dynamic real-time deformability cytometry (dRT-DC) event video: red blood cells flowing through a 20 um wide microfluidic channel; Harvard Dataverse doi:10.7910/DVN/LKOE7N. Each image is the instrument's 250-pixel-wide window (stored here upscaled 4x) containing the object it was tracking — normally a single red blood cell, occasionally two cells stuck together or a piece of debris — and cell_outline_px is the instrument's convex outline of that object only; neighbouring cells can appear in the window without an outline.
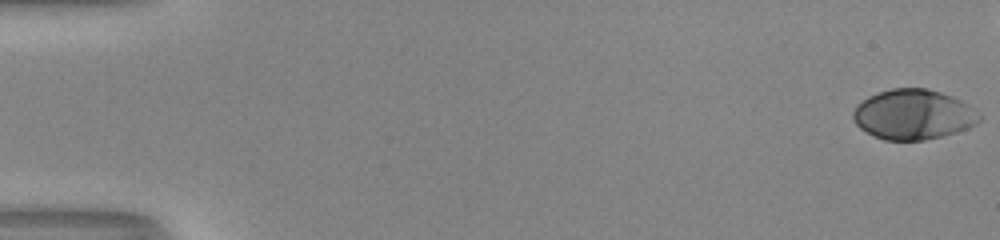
{"species": "human", "species_latin": "Homo sapiens", "temperature_condition": "room temperature", "stored_images_in_passage": 51, "camera_frame_rate_fps": 3000, "um_per_image_px": 0.085, "donor": {"sex": "male"}, "frame": {"image": 1, "passage_image": 1, "time_ms": 0.0, "image_size_px": [1000, 240], "cell_outline_px": [[980, 120], [976, 124], [968, 128], [956, 132], [924, 140], [884, 140], [860, 128], [852, 120], [852, 112], [856, 104], [868, 96], [892, 88], [928, 88], [952, 96], [960, 100], [980, 116]], "centroid_in_image_um": [77.58, 9.73], "position_along_channel_um": 7.4, "area_um2": 36.53}}
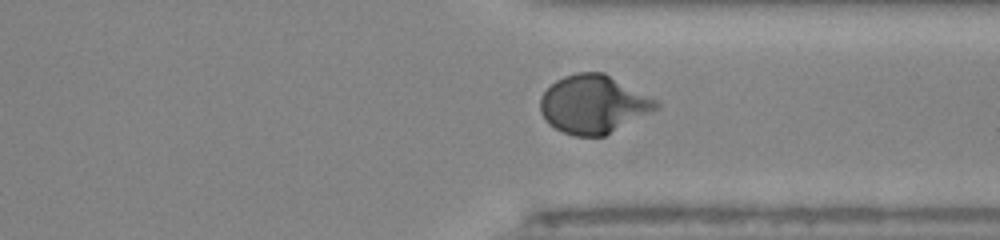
{"frame": {"image": 2, "passage_image": 41, "time_ms": 13.333, "image_size_px": [1000, 240], "cell_outline_px": [[660, 108], [604, 136], [572, 136], [548, 124], [540, 112], [540, 96], [556, 80], [564, 76], [576, 72], [604, 72], [656, 100], [660, 104]], "centroid_in_image_um": [50.43, 8.86], "position_along_channel_um": 361.0, "area_um2": 39.25}}
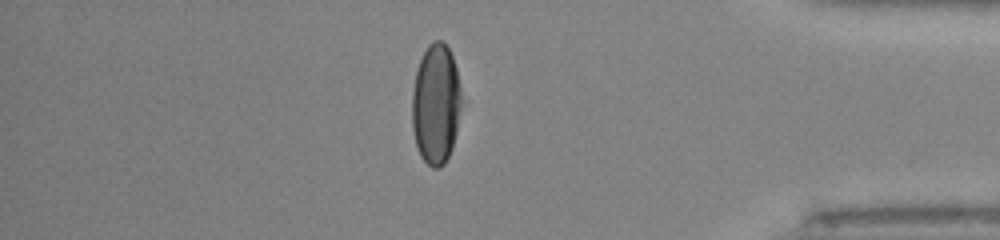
{"frame": {"image": 3, "passage_image": 46, "time_ms": 15.0, "image_size_px": [1000, 240], "cell_outline_px": [[460, 108], [456, 132], [452, 148], [444, 164], [440, 168], [432, 168], [420, 156], [416, 148], [412, 128], [412, 92], [416, 72], [420, 60], [428, 44], [436, 40], [440, 40], [448, 48], [452, 56], [456, 68], [460, 88]], "centroid_in_image_um": [37.03, 8.88], "position_along_channel_um": 398.2, "area_um2": 34.51}, "authors_computed_cell_mechanics": {"area_um2": 36.5296, "velocity_mm_per_s": 4.0601, "shape_relaxation_time_tau1_ms": 4.1214, "shape_relaxation_time_tau2_ms": null, "deformation_change_tau1": 0.2075, "deformation_change_tau2": null}}